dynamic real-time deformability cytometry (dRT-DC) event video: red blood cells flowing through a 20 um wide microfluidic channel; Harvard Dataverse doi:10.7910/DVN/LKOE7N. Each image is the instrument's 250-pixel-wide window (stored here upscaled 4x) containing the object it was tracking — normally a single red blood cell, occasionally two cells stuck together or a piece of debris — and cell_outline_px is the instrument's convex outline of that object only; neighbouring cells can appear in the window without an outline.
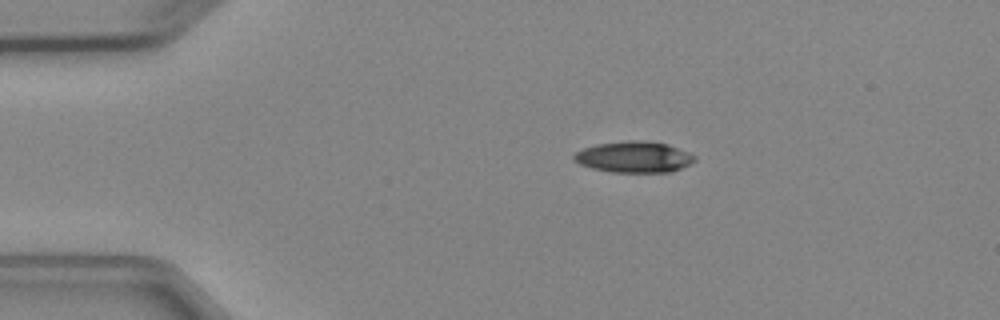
{"species": "Egyptian fruit bat (a non-hibernating species)", "species_latin": "Rousettus aegyptiacus", "temperature_condition": "cold", "stored_images_in_passage": 3, "camera_frame_rate_fps": 3000, "um_per_image_px": 0.085, "animal": {"sex": "female"}, "frame": {"image": 1, "passage_image": 1, "time_ms": 0.0, "image_size_px": [1000, 320], "cell_outline_px": [[696, 160], [672, 172], [612, 172], [592, 168], [580, 164], [572, 160], [572, 156], [576, 152], [584, 148], [596, 144], [628, 140], [644, 140], [668, 144], [688, 152], [696, 156]], "centroid_in_image_um": [53.87, 13.34], "position_along_channel_um": 31.1, "area_um2": 21.96}}
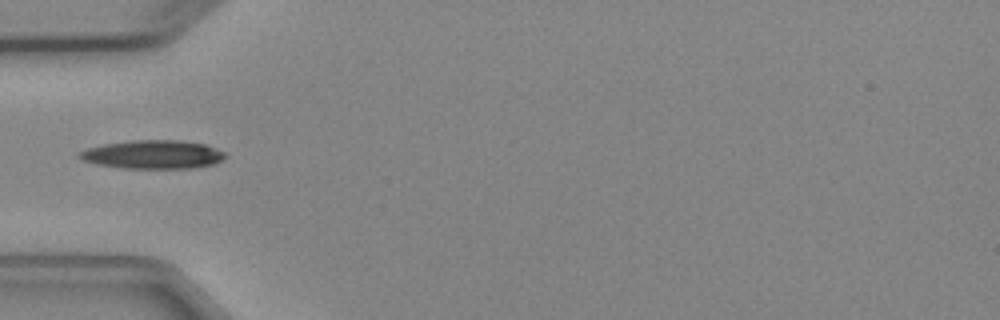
{"frame": {"image": 2, "passage_image": 3, "time_ms": 2.333, "image_size_px": [1000, 320], "cell_outline_px": [[228, 156], [212, 164], [196, 168], [124, 168], [96, 164], [84, 160], [76, 156], [80, 152], [88, 148], [104, 144], [132, 140], [176, 140], [204, 144], [224, 152]], "centroid_in_image_um": [12.99, 13.13], "position_along_channel_um": 72.0, "area_um2": 24.04}}